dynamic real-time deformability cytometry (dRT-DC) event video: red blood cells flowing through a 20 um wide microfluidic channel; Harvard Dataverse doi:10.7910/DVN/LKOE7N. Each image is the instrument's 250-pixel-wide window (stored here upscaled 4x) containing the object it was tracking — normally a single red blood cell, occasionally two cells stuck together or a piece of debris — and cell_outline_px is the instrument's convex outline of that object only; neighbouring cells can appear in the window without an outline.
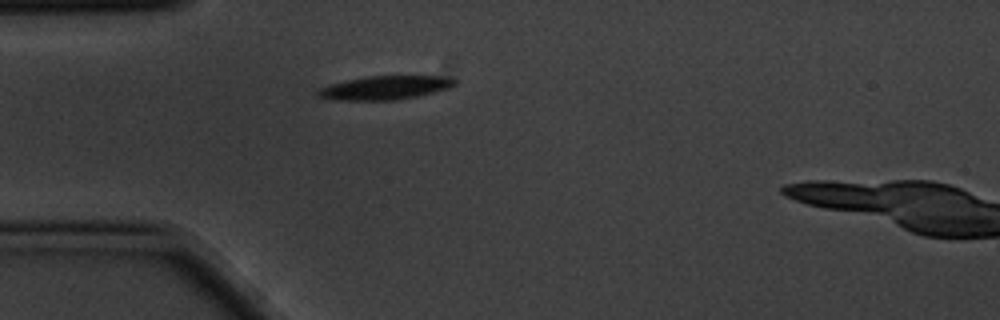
{"species": "common noctule bat (a hibernating species)", "species_latin": "Nyctalus noctula", "temperature_condition": "cold", "stored_images_in_passage": 1, "camera_frame_rate_fps": 3000, "um_per_image_px": 0.085, "animal": {"sex": "male", "body_mass_g": 20.1, "forearm_length_mm": 53.5}, "frame": {"image": 1, "passage_image": 1, "time_ms": 0.0, "image_size_px": [1000, 320], "cell_outline_px": [[456, 84], [448, 88], [416, 96], [396, 100], [336, 100], [316, 96], [316, 92], [320, 88], [344, 80], [364, 76], [440, 76], [456, 80]], "centroid_in_image_um": [32.67, 7.45], "position_along_channel_um": 52.3, "area_um2": 18.73}}